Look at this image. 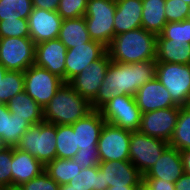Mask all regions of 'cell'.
Masks as SVG:
<instances>
[{
	"label": "cell",
	"mask_w": 190,
	"mask_h": 190,
	"mask_svg": "<svg viewBox=\"0 0 190 190\" xmlns=\"http://www.w3.org/2000/svg\"><path fill=\"white\" fill-rule=\"evenodd\" d=\"M157 39H173L190 43V20L167 22Z\"/></svg>",
	"instance_id": "35"
},
{
	"label": "cell",
	"mask_w": 190,
	"mask_h": 190,
	"mask_svg": "<svg viewBox=\"0 0 190 190\" xmlns=\"http://www.w3.org/2000/svg\"><path fill=\"white\" fill-rule=\"evenodd\" d=\"M62 21L57 11L33 8L28 18L29 37L35 44L57 39Z\"/></svg>",
	"instance_id": "15"
},
{
	"label": "cell",
	"mask_w": 190,
	"mask_h": 190,
	"mask_svg": "<svg viewBox=\"0 0 190 190\" xmlns=\"http://www.w3.org/2000/svg\"><path fill=\"white\" fill-rule=\"evenodd\" d=\"M58 39L67 49L91 41L84 17L63 20Z\"/></svg>",
	"instance_id": "26"
},
{
	"label": "cell",
	"mask_w": 190,
	"mask_h": 190,
	"mask_svg": "<svg viewBox=\"0 0 190 190\" xmlns=\"http://www.w3.org/2000/svg\"><path fill=\"white\" fill-rule=\"evenodd\" d=\"M31 124L14 113L7 115L6 135L1 140L4 146L15 147L20 137L26 132Z\"/></svg>",
	"instance_id": "32"
},
{
	"label": "cell",
	"mask_w": 190,
	"mask_h": 190,
	"mask_svg": "<svg viewBox=\"0 0 190 190\" xmlns=\"http://www.w3.org/2000/svg\"><path fill=\"white\" fill-rule=\"evenodd\" d=\"M44 169L45 166L30 153L13 147L11 161L12 188H17L39 176Z\"/></svg>",
	"instance_id": "21"
},
{
	"label": "cell",
	"mask_w": 190,
	"mask_h": 190,
	"mask_svg": "<svg viewBox=\"0 0 190 190\" xmlns=\"http://www.w3.org/2000/svg\"><path fill=\"white\" fill-rule=\"evenodd\" d=\"M182 1L190 5V0H182Z\"/></svg>",
	"instance_id": "50"
},
{
	"label": "cell",
	"mask_w": 190,
	"mask_h": 190,
	"mask_svg": "<svg viewBox=\"0 0 190 190\" xmlns=\"http://www.w3.org/2000/svg\"><path fill=\"white\" fill-rule=\"evenodd\" d=\"M155 77L177 106L190 105V64L157 62Z\"/></svg>",
	"instance_id": "6"
},
{
	"label": "cell",
	"mask_w": 190,
	"mask_h": 190,
	"mask_svg": "<svg viewBox=\"0 0 190 190\" xmlns=\"http://www.w3.org/2000/svg\"><path fill=\"white\" fill-rule=\"evenodd\" d=\"M60 0H32L33 8L57 11Z\"/></svg>",
	"instance_id": "42"
},
{
	"label": "cell",
	"mask_w": 190,
	"mask_h": 190,
	"mask_svg": "<svg viewBox=\"0 0 190 190\" xmlns=\"http://www.w3.org/2000/svg\"><path fill=\"white\" fill-rule=\"evenodd\" d=\"M135 190H152V188L144 180H142L137 185V187L135 188Z\"/></svg>",
	"instance_id": "46"
},
{
	"label": "cell",
	"mask_w": 190,
	"mask_h": 190,
	"mask_svg": "<svg viewBox=\"0 0 190 190\" xmlns=\"http://www.w3.org/2000/svg\"><path fill=\"white\" fill-rule=\"evenodd\" d=\"M32 10V0H0V21L9 17L28 19Z\"/></svg>",
	"instance_id": "33"
},
{
	"label": "cell",
	"mask_w": 190,
	"mask_h": 190,
	"mask_svg": "<svg viewBox=\"0 0 190 190\" xmlns=\"http://www.w3.org/2000/svg\"><path fill=\"white\" fill-rule=\"evenodd\" d=\"M110 61L109 54L106 52L101 58L86 66L84 71L73 77L68 84L91 103L98 94Z\"/></svg>",
	"instance_id": "13"
},
{
	"label": "cell",
	"mask_w": 190,
	"mask_h": 190,
	"mask_svg": "<svg viewBox=\"0 0 190 190\" xmlns=\"http://www.w3.org/2000/svg\"><path fill=\"white\" fill-rule=\"evenodd\" d=\"M156 65V60L131 64L110 61L98 94L91 102L92 109L100 110L114 96H135L140 87L155 78Z\"/></svg>",
	"instance_id": "1"
},
{
	"label": "cell",
	"mask_w": 190,
	"mask_h": 190,
	"mask_svg": "<svg viewBox=\"0 0 190 190\" xmlns=\"http://www.w3.org/2000/svg\"><path fill=\"white\" fill-rule=\"evenodd\" d=\"M184 174L190 175V149L181 150Z\"/></svg>",
	"instance_id": "45"
},
{
	"label": "cell",
	"mask_w": 190,
	"mask_h": 190,
	"mask_svg": "<svg viewBox=\"0 0 190 190\" xmlns=\"http://www.w3.org/2000/svg\"><path fill=\"white\" fill-rule=\"evenodd\" d=\"M92 110L88 100L80 96L68 83H63L43 108V119L55 125H71Z\"/></svg>",
	"instance_id": "3"
},
{
	"label": "cell",
	"mask_w": 190,
	"mask_h": 190,
	"mask_svg": "<svg viewBox=\"0 0 190 190\" xmlns=\"http://www.w3.org/2000/svg\"><path fill=\"white\" fill-rule=\"evenodd\" d=\"M9 114L7 105L0 103V140L6 135L7 115Z\"/></svg>",
	"instance_id": "43"
},
{
	"label": "cell",
	"mask_w": 190,
	"mask_h": 190,
	"mask_svg": "<svg viewBox=\"0 0 190 190\" xmlns=\"http://www.w3.org/2000/svg\"><path fill=\"white\" fill-rule=\"evenodd\" d=\"M24 91V72L7 71L0 81V103L7 104L16 94Z\"/></svg>",
	"instance_id": "31"
},
{
	"label": "cell",
	"mask_w": 190,
	"mask_h": 190,
	"mask_svg": "<svg viewBox=\"0 0 190 190\" xmlns=\"http://www.w3.org/2000/svg\"><path fill=\"white\" fill-rule=\"evenodd\" d=\"M59 190H73V189H68V184H62V185H60Z\"/></svg>",
	"instance_id": "49"
},
{
	"label": "cell",
	"mask_w": 190,
	"mask_h": 190,
	"mask_svg": "<svg viewBox=\"0 0 190 190\" xmlns=\"http://www.w3.org/2000/svg\"><path fill=\"white\" fill-rule=\"evenodd\" d=\"M157 35L140 27L120 33L107 47L110 60L118 63H136L156 60Z\"/></svg>",
	"instance_id": "2"
},
{
	"label": "cell",
	"mask_w": 190,
	"mask_h": 190,
	"mask_svg": "<svg viewBox=\"0 0 190 190\" xmlns=\"http://www.w3.org/2000/svg\"><path fill=\"white\" fill-rule=\"evenodd\" d=\"M166 0H142V28L154 35H160L167 23Z\"/></svg>",
	"instance_id": "25"
},
{
	"label": "cell",
	"mask_w": 190,
	"mask_h": 190,
	"mask_svg": "<svg viewBox=\"0 0 190 190\" xmlns=\"http://www.w3.org/2000/svg\"><path fill=\"white\" fill-rule=\"evenodd\" d=\"M190 5L182 0L165 1V17L167 22H180L188 19Z\"/></svg>",
	"instance_id": "38"
},
{
	"label": "cell",
	"mask_w": 190,
	"mask_h": 190,
	"mask_svg": "<svg viewBox=\"0 0 190 190\" xmlns=\"http://www.w3.org/2000/svg\"><path fill=\"white\" fill-rule=\"evenodd\" d=\"M105 122L100 110H92L85 117L71 124L73 130L76 131L79 149H98L97 143Z\"/></svg>",
	"instance_id": "20"
},
{
	"label": "cell",
	"mask_w": 190,
	"mask_h": 190,
	"mask_svg": "<svg viewBox=\"0 0 190 190\" xmlns=\"http://www.w3.org/2000/svg\"><path fill=\"white\" fill-rule=\"evenodd\" d=\"M132 131L105 122L97 143L100 161L129 160Z\"/></svg>",
	"instance_id": "11"
},
{
	"label": "cell",
	"mask_w": 190,
	"mask_h": 190,
	"mask_svg": "<svg viewBox=\"0 0 190 190\" xmlns=\"http://www.w3.org/2000/svg\"><path fill=\"white\" fill-rule=\"evenodd\" d=\"M88 0H60L57 13L63 20L84 17Z\"/></svg>",
	"instance_id": "36"
},
{
	"label": "cell",
	"mask_w": 190,
	"mask_h": 190,
	"mask_svg": "<svg viewBox=\"0 0 190 190\" xmlns=\"http://www.w3.org/2000/svg\"><path fill=\"white\" fill-rule=\"evenodd\" d=\"M108 185H104L103 172L99 166L82 168L73 179L68 182V189L73 190H106Z\"/></svg>",
	"instance_id": "27"
},
{
	"label": "cell",
	"mask_w": 190,
	"mask_h": 190,
	"mask_svg": "<svg viewBox=\"0 0 190 190\" xmlns=\"http://www.w3.org/2000/svg\"><path fill=\"white\" fill-rule=\"evenodd\" d=\"M107 47L97 41H89L67 49L65 59V83L84 71L86 66L101 58Z\"/></svg>",
	"instance_id": "14"
},
{
	"label": "cell",
	"mask_w": 190,
	"mask_h": 190,
	"mask_svg": "<svg viewBox=\"0 0 190 190\" xmlns=\"http://www.w3.org/2000/svg\"><path fill=\"white\" fill-rule=\"evenodd\" d=\"M137 186H124V187H108L106 190H135Z\"/></svg>",
	"instance_id": "47"
},
{
	"label": "cell",
	"mask_w": 190,
	"mask_h": 190,
	"mask_svg": "<svg viewBox=\"0 0 190 190\" xmlns=\"http://www.w3.org/2000/svg\"><path fill=\"white\" fill-rule=\"evenodd\" d=\"M115 36L142 27V0H115Z\"/></svg>",
	"instance_id": "22"
},
{
	"label": "cell",
	"mask_w": 190,
	"mask_h": 190,
	"mask_svg": "<svg viewBox=\"0 0 190 190\" xmlns=\"http://www.w3.org/2000/svg\"><path fill=\"white\" fill-rule=\"evenodd\" d=\"M152 190H175L174 183L162 179H143Z\"/></svg>",
	"instance_id": "41"
},
{
	"label": "cell",
	"mask_w": 190,
	"mask_h": 190,
	"mask_svg": "<svg viewBox=\"0 0 190 190\" xmlns=\"http://www.w3.org/2000/svg\"><path fill=\"white\" fill-rule=\"evenodd\" d=\"M156 61L190 64V43L173 39H157Z\"/></svg>",
	"instance_id": "24"
},
{
	"label": "cell",
	"mask_w": 190,
	"mask_h": 190,
	"mask_svg": "<svg viewBox=\"0 0 190 190\" xmlns=\"http://www.w3.org/2000/svg\"><path fill=\"white\" fill-rule=\"evenodd\" d=\"M35 45L30 37L0 38V63L8 71L24 72L35 62Z\"/></svg>",
	"instance_id": "7"
},
{
	"label": "cell",
	"mask_w": 190,
	"mask_h": 190,
	"mask_svg": "<svg viewBox=\"0 0 190 190\" xmlns=\"http://www.w3.org/2000/svg\"><path fill=\"white\" fill-rule=\"evenodd\" d=\"M179 116V107L158 109L141 114L139 132L169 142Z\"/></svg>",
	"instance_id": "12"
},
{
	"label": "cell",
	"mask_w": 190,
	"mask_h": 190,
	"mask_svg": "<svg viewBox=\"0 0 190 190\" xmlns=\"http://www.w3.org/2000/svg\"><path fill=\"white\" fill-rule=\"evenodd\" d=\"M98 166L103 172L104 185L108 187L137 186L143 180L130 160L100 161Z\"/></svg>",
	"instance_id": "17"
},
{
	"label": "cell",
	"mask_w": 190,
	"mask_h": 190,
	"mask_svg": "<svg viewBox=\"0 0 190 190\" xmlns=\"http://www.w3.org/2000/svg\"><path fill=\"white\" fill-rule=\"evenodd\" d=\"M6 105L10 113L27 120L31 125L44 121L43 108L25 91L13 96Z\"/></svg>",
	"instance_id": "23"
},
{
	"label": "cell",
	"mask_w": 190,
	"mask_h": 190,
	"mask_svg": "<svg viewBox=\"0 0 190 190\" xmlns=\"http://www.w3.org/2000/svg\"><path fill=\"white\" fill-rule=\"evenodd\" d=\"M72 159L80 168H89L100 163L98 149L82 150L81 148Z\"/></svg>",
	"instance_id": "40"
},
{
	"label": "cell",
	"mask_w": 190,
	"mask_h": 190,
	"mask_svg": "<svg viewBox=\"0 0 190 190\" xmlns=\"http://www.w3.org/2000/svg\"><path fill=\"white\" fill-rule=\"evenodd\" d=\"M82 170L73 159L55 158L45 165L44 171L59 185L68 184Z\"/></svg>",
	"instance_id": "29"
},
{
	"label": "cell",
	"mask_w": 190,
	"mask_h": 190,
	"mask_svg": "<svg viewBox=\"0 0 190 190\" xmlns=\"http://www.w3.org/2000/svg\"><path fill=\"white\" fill-rule=\"evenodd\" d=\"M184 173L181 153L168 146L155 164L146 172L143 179H162L171 183Z\"/></svg>",
	"instance_id": "19"
},
{
	"label": "cell",
	"mask_w": 190,
	"mask_h": 190,
	"mask_svg": "<svg viewBox=\"0 0 190 190\" xmlns=\"http://www.w3.org/2000/svg\"><path fill=\"white\" fill-rule=\"evenodd\" d=\"M115 11V0H88L84 19L91 40L109 46L115 36Z\"/></svg>",
	"instance_id": "5"
},
{
	"label": "cell",
	"mask_w": 190,
	"mask_h": 190,
	"mask_svg": "<svg viewBox=\"0 0 190 190\" xmlns=\"http://www.w3.org/2000/svg\"><path fill=\"white\" fill-rule=\"evenodd\" d=\"M56 158L72 159L79 150L72 125H56Z\"/></svg>",
	"instance_id": "28"
},
{
	"label": "cell",
	"mask_w": 190,
	"mask_h": 190,
	"mask_svg": "<svg viewBox=\"0 0 190 190\" xmlns=\"http://www.w3.org/2000/svg\"><path fill=\"white\" fill-rule=\"evenodd\" d=\"M19 190H59L60 185L45 171L17 187Z\"/></svg>",
	"instance_id": "39"
},
{
	"label": "cell",
	"mask_w": 190,
	"mask_h": 190,
	"mask_svg": "<svg viewBox=\"0 0 190 190\" xmlns=\"http://www.w3.org/2000/svg\"><path fill=\"white\" fill-rule=\"evenodd\" d=\"M107 123L130 131H138L141 111L134 96L118 95L112 97L101 109Z\"/></svg>",
	"instance_id": "8"
},
{
	"label": "cell",
	"mask_w": 190,
	"mask_h": 190,
	"mask_svg": "<svg viewBox=\"0 0 190 190\" xmlns=\"http://www.w3.org/2000/svg\"><path fill=\"white\" fill-rule=\"evenodd\" d=\"M5 190H19L18 188H10V189H5Z\"/></svg>",
	"instance_id": "51"
},
{
	"label": "cell",
	"mask_w": 190,
	"mask_h": 190,
	"mask_svg": "<svg viewBox=\"0 0 190 190\" xmlns=\"http://www.w3.org/2000/svg\"><path fill=\"white\" fill-rule=\"evenodd\" d=\"M64 81L49 70L31 65L24 71V91L44 108Z\"/></svg>",
	"instance_id": "9"
},
{
	"label": "cell",
	"mask_w": 190,
	"mask_h": 190,
	"mask_svg": "<svg viewBox=\"0 0 190 190\" xmlns=\"http://www.w3.org/2000/svg\"><path fill=\"white\" fill-rule=\"evenodd\" d=\"M169 146L177 150L190 149V105L179 107V116Z\"/></svg>",
	"instance_id": "30"
},
{
	"label": "cell",
	"mask_w": 190,
	"mask_h": 190,
	"mask_svg": "<svg viewBox=\"0 0 190 190\" xmlns=\"http://www.w3.org/2000/svg\"><path fill=\"white\" fill-rule=\"evenodd\" d=\"M168 146L169 142L147 136L139 131H132L129 160L144 176Z\"/></svg>",
	"instance_id": "10"
},
{
	"label": "cell",
	"mask_w": 190,
	"mask_h": 190,
	"mask_svg": "<svg viewBox=\"0 0 190 190\" xmlns=\"http://www.w3.org/2000/svg\"><path fill=\"white\" fill-rule=\"evenodd\" d=\"M4 145L1 143V140H0V149L3 147Z\"/></svg>",
	"instance_id": "52"
},
{
	"label": "cell",
	"mask_w": 190,
	"mask_h": 190,
	"mask_svg": "<svg viewBox=\"0 0 190 190\" xmlns=\"http://www.w3.org/2000/svg\"><path fill=\"white\" fill-rule=\"evenodd\" d=\"M175 190H190V175L182 174L174 183Z\"/></svg>",
	"instance_id": "44"
},
{
	"label": "cell",
	"mask_w": 190,
	"mask_h": 190,
	"mask_svg": "<svg viewBox=\"0 0 190 190\" xmlns=\"http://www.w3.org/2000/svg\"><path fill=\"white\" fill-rule=\"evenodd\" d=\"M56 125L41 122L31 125L15 148L26 151L44 166L56 158Z\"/></svg>",
	"instance_id": "4"
},
{
	"label": "cell",
	"mask_w": 190,
	"mask_h": 190,
	"mask_svg": "<svg viewBox=\"0 0 190 190\" xmlns=\"http://www.w3.org/2000/svg\"><path fill=\"white\" fill-rule=\"evenodd\" d=\"M134 97L141 114L158 109L179 107L173 102L168 90L156 77L140 87Z\"/></svg>",
	"instance_id": "18"
},
{
	"label": "cell",
	"mask_w": 190,
	"mask_h": 190,
	"mask_svg": "<svg viewBox=\"0 0 190 190\" xmlns=\"http://www.w3.org/2000/svg\"><path fill=\"white\" fill-rule=\"evenodd\" d=\"M13 147L3 146L0 149V190L12 188V161Z\"/></svg>",
	"instance_id": "37"
},
{
	"label": "cell",
	"mask_w": 190,
	"mask_h": 190,
	"mask_svg": "<svg viewBox=\"0 0 190 190\" xmlns=\"http://www.w3.org/2000/svg\"><path fill=\"white\" fill-rule=\"evenodd\" d=\"M66 46L57 38L35 45L34 64L49 70L65 83Z\"/></svg>",
	"instance_id": "16"
},
{
	"label": "cell",
	"mask_w": 190,
	"mask_h": 190,
	"mask_svg": "<svg viewBox=\"0 0 190 190\" xmlns=\"http://www.w3.org/2000/svg\"><path fill=\"white\" fill-rule=\"evenodd\" d=\"M29 37L28 19L9 17L0 21V38Z\"/></svg>",
	"instance_id": "34"
},
{
	"label": "cell",
	"mask_w": 190,
	"mask_h": 190,
	"mask_svg": "<svg viewBox=\"0 0 190 190\" xmlns=\"http://www.w3.org/2000/svg\"><path fill=\"white\" fill-rule=\"evenodd\" d=\"M7 71L8 70L0 63V81L2 80Z\"/></svg>",
	"instance_id": "48"
}]
</instances>
